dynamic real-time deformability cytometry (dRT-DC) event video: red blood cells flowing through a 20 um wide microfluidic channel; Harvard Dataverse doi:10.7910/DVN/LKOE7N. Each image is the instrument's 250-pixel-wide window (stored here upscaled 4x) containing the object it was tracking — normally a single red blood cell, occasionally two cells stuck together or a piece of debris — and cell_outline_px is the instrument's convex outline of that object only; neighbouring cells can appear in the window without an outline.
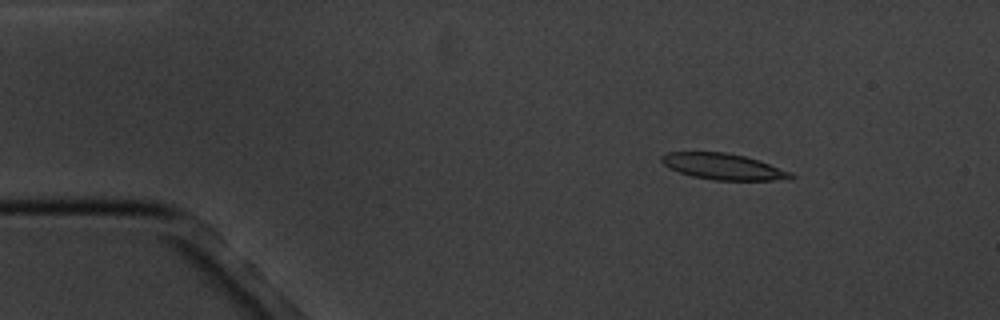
{"species": "common noctule bat (a hibernating species)", "species_latin": "Nyctalus noctula", "temperature_condition": "cold", "stored_images_in_passage": 5, "camera_frame_rate_fps": 3000, "um_per_image_px": 0.085, "animal": {"sex": "male", "body_mass_g": 20.1, "forearm_length_mm": 53.5}, "frame": {"image": 1, "passage_image": 3, "time_ms": 2.333, "image_size_px": [1000, 320], "cell_outline_px": [[796, 176], [788, 180], [712, 180], [692, 176], [668, 168], [660, 160], [660, 156], [668, 152], [724, 152], [744, 156], [792, 172]], "centroid_in_image_um": [61.46, 14.16], "position_along_channel_um": 23.5, "area_um2": 19.59}}